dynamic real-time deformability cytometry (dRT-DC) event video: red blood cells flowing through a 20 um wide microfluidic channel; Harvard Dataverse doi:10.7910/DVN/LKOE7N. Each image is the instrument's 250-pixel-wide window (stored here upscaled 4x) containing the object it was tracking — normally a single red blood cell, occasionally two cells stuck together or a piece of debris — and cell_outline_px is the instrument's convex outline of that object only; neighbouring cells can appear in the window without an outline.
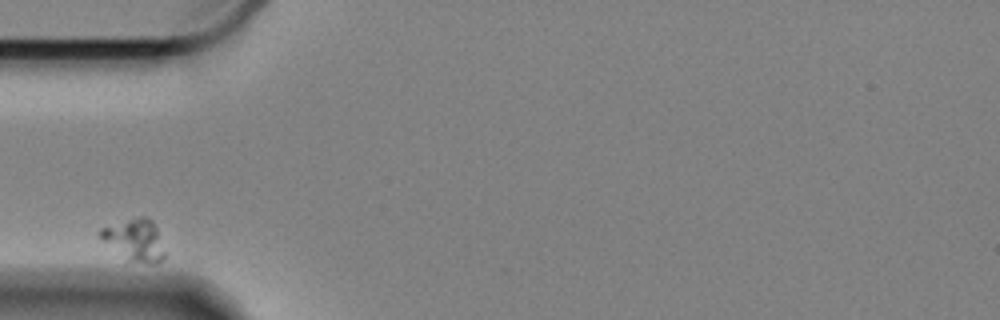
{"species": "Egyptian fruit bat (a non-hibernating species)", "species_latin": "Rousettus aegyptiacus", "temperature_condition": "cold", "stored_images_in_passage": 36, "camera_frame_rate_fps": 3000, "um_per_image_px": 0.085, "animal": {"sex": "female"}, "frame": {"image": 1, "passage_image": 1, "time_ms": 0.0, "image_size_px": [1000, 320], "cell_outline_px": [[164, 260], [156, 264], [124, 264], [100, 236], [100, 228], [136, 216], [148, 216], [152, 220], [156, 228], [164, 252]], "centroid_in_image_um": [11.43, 20.47], "position_along_channel_um": 73.6, "area_um2": 16.42}}
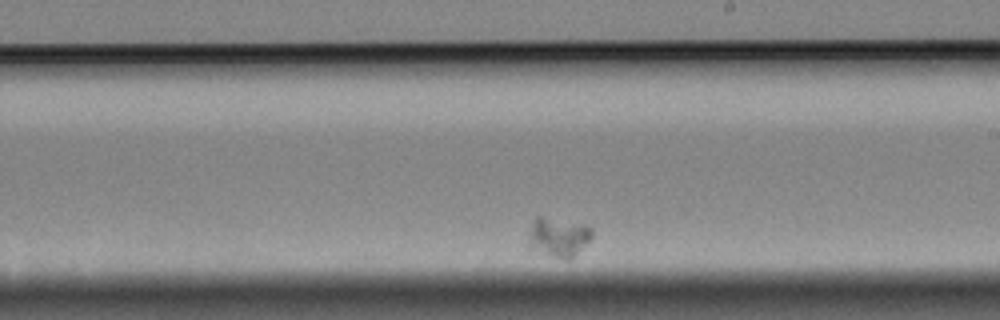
{"frame": {"image": 2, "passage_image": 21, "time_ms": 6.667, "image_size_px": [1000, 320], "cell_outline_px": [[592, 236], [568, 260], [564, 260], [528, 252], [528, 236], [532, 220], [536, 216], [540, 216], [584, 224], [592, 228]], "centroid_in_image_um": [47.34, 20.18], "position_along_channel_um": 241.7, "area_um2": 14.97}}
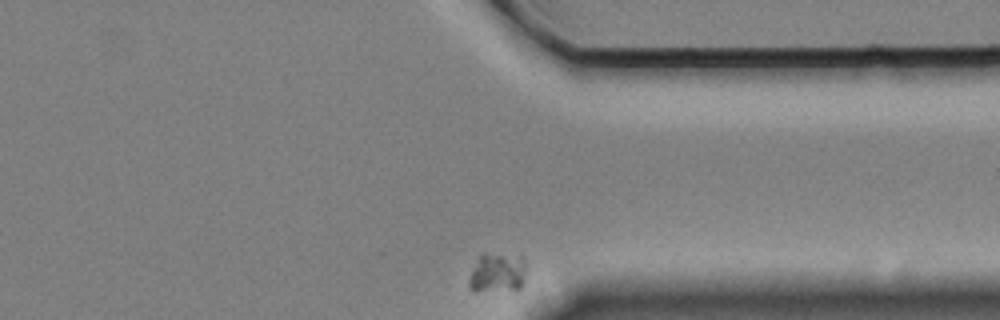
{"frame": {"image": 3, "passage_image": 36, "time_ms": 11.667, "image_size_px": [1000, 320], "cell_outline_px": [[524, 284], [520, 288], [476, 292], [472, 292], [468, 288], [468, 280], [480, 256], [484, 252], [524, 256]], "centroid_in_image_um": [42.26, 23.19], "position_along_channel_um": 369.1, "area_um2": 13.29}}